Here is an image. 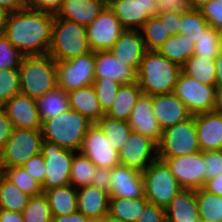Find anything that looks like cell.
Instances as JSON below:
<instances>
[{
	"mask_svg": "<svg viewBox=\"0 0 222 222\" xmlns=\"http://www.w3.org/2000/svg\"><path fill=\"white\" fill-rule=\"evenodd\" d=\"M54 15L23 9L9 14L4 36L25 56L45 55L51 44Z\"/></svg>",
	"mask_w": 222,
	"mask_h": 222,
	"instance_id": "6da1fadb",
	"label": "cell"
},
{
	"mask_svg": "<svg viewBox=\"0 0 222 222\" xmlns=\"http://www.w3.org/2000/svg\"><path fill=\"white\" fill-rule=\"evenodd\" d=\"M181 71L157 50H147L137 72V83L145 95L172 93Z\"/></svg>",
	"mask_w": 222,
	"mask_h": 222,
	"instance_id": "7a4b0ae2",
	"label": "cell"
},
{
	"mask_svg": "<svg viewBox=\"0 0 222 222\" xmlns=\"http://www.w3.org/2000/svg\"><path fill=\"white\" fill-rule=\"evenodd\" d=\"M94 123L73 109L42 122L43 140L56 143L65 149L79 151L88 129Z\"/></svg>",
	"mask_w": 222,
	"mask_h": 222,
	"instance_id": "3957f363",
	"label": "cell"
},
{
	"mask_svg": "<svg viewBox=\"0 0 222 222\" xmlns=\"http://www.w3.org/2000/svg\"><path fill=\"white\" fill-rule=\"evenodd\" d=\"M19 76L21 93L33 99L58 86L56 61L49 54L24 56Z\"/></svg>",
	"mask_w": 222,
	"mask_h": 222,
	"instance_id": "277c9868",
	"label": "cell"
},
{
	"mask_svg": "<svg viewBox=\"0 0 222 222\" xmlns=\"http://www.w3.org/2000/svg\"><path fill=\"white\" fill-rule=\"evenodd\" d=\"M89 52L86 26L54 15L48 54L55 61H68Z\"/></svg>",
	"mask_w": 222,
	"mask_h": 222,
	"instance_id": "5b68a950",
	"label": "cell"
},
{
	"mask_svg": "<svg viewBox=\"0 0 222 222\" xmlns=\"http://www.w3.org/2000/svg\"><path fill=\"white\" fill-rule=\"evenodd\" d=\"M143 180L146 199L164 208L182 190L168 165L159 158L145 169Z\"/></svg>",
	"mask_w": 222,
	"mask_h": 222,
	"instance_id": "8992f818",
	"label": "cell"
},
{
	"mask_svg": "<svg viewBox=\"0 0 222 222\" xmlns=\"http://www.w3.org/2000/svg\"><path fill=\"white\" fill-rule=\"evenodd\" d=\"M41 130L14 128L7 143L0 149V172L7 167L21 166L41 153Z\"/></svg>",
	"mask_w": 222,
	"mask_h": 222,
	"instance_id": "52a82bcc",
	"label": "cell"
},
{
	"mask_svg": "<svg viewBox=\"0 0 222 222\" xmlns=\"http://www.w3.org/2000/svg\"><path fill=\"white\" fill-rule=\"evenodd\" d=\"M157 146L158 157H179L201 151L195 117L191 116L188 120L165 129Z\"/></svg>",
	"mask_w": 222,
	"mask_h": 222,
	"instance_id": "ba28073f",
	"label": "cell"
},
{
	"mask_svg": "<svg viewBox=\"0 0 222 222\" xmlns=\"http://www.w3.org/2000/svg\"><path fill=\"white\" fill-rule=\"evenodd\" d=\"M75 152L56 143L42 141L41 153L46 164V176L42 185L43 192L70 184V171Z\"/></svg>",
	"mask_w": 222,
	"mask_h": 222,
	"instance_id": "9c48e42d",
	"label": "cell"
},
{
	"mask_svg": "<svg viewBox=\"0 0 222 222\" xmlns=\"http://www.w3.org/2000/svg\"><path fill=\"white\" fill-rule=\"evenodd\" d=\"M57 85L66 92L93 85L95 81V52L68 61H56Z\"/></svg>",
	"mask_w": 222,
	"mask_h": 222,
	"instance_id": "30bf717a",
	"label": "cell"
},
{
	"mask_svg": "<svg viewBox=\"0 0 222 222\" xmlns=\"http://www.w3.org/2000/svg\"><path fill=\"white\" fill-rule=\"evenodd\" d=\"M215 85H205L181 71L173 93L186 105L192 116L213 111Z\"/></svg>",
	"mask_w": 222,
	"mask_h": 222,
	"instance_id": "8fae6325",
	"label": "cell"
},
{
	"mask_svg": "<svg viewBox=\"0 0 222 222\" xmlns=\"http://www.w3.org/2000/svg\"><path fill=\"white\" fill-rule=\"evenodd\" d=\"M164 160L182 189L198 190L205 184L204 152L179 157H158Z\"/></svg>",
	"mask_w": 222,
	"mask_h": 222,
	"instance_id": "7c38bea8",
	"label": "cell"
},
{
	"mask_svg": "<svg viewBox=\"0 0 222 222\" xmlns=\"http://www.w3.org/2000/svg\"><path fill=\"white\" fill-rule=\"evenodd\" d=\"M118 154L121 165L143 173L158 158V146L150 137L132 131Z\"/></svg>",
	"mask_w": 222,
	"mask_h": 222,
	"instance_id": "4fadbf2b",
	"label": "cell"
},
{
	"mask_svg": "<svg viewBox=\"0 0 222 222\" xmlns=\"http://www.w3.org/2000/svg\"><path fill=\"white\" fill-rule=\"evenodd\" d=\"M124 30L114 12L107 5L99 16L86 27V35L91 51L110 50Z\"/></svg>",
	"mask_w": 222,
	"mask_h": 222,
	"instance_id": "5bb4252c",
	"label": "cell"
},
{
	"mask_svg": "<svg viewBox=\"0 0 222 222\" xmlns=\"http://www.w3.org/2000/svg\"><path fill=\"white\" fill-rule=\"evenodd\" d=\"M125 30H140L150 17L157 16V0H108Z\"/></svg>",
	"mask_w": 222,
	"mask_h": 222,
	"instance_id": "9a60e30c",
	"label": "cell"
},
{
	"mask_svg": "<svg viewBox=\"0 0 222 222\" xmlns=\"http://www.w3.org/2000/svg\"><path fill=\"white\" fill-rule=\"evenodd\" d=\"M86 155L96 167L112 169L119 163V154L108 142L105 133L94 123L85 134L79 150Z\"/></svg>",
	"mask_w": 222,
	"mask_h": 222,
	"instance_id": "2e32d148",
	"label": "cell"
},
{
	"mask_svg": "<svg viewBox=\"0 0 222 222\" xmlns=\"http://www.w3.org/2000/svg\"><path fill=\"white\" fill-rule=\"evenodd\" d=\"M109 198L145 197L143 173L118 164L111 169Z\"/></svg>",
	"mask_w": 222,
	"mask_h": 222,
	"instance_id": "e0dca14e",
	"label": "cell"
},
{
	"mask_svg": "<svg viewBox=\"0 0 222 222\" xmlns=\"http://www.w3.org/2000/svg\"><path fill=\"white\" fill-rule=\"evenodd\" d=\"M14 128L41 130L42 122L37 109L36 99L19 93L2 106Z\"/></svg>",
	"mask_w": 222,
	"mask_h": 222,
	"instance_id": "ac0fdd59",
	"label": "cell"
},
{
	"mask_svg": "<svg viewBox=\"0 0 222 222\" xmlns=\"http://www.w3.org/2000/svg\"><path fill=\"white\" fill-rule=\"evenodd\" d=\"M127 122L132 131L150 137L157 144L161 141L163 130L153 112L152 96H140Z\"/></svg>",
	"mask_w": 222,
	"mask_h": 222,
	"instance_id": "d6986e66",
	"label": "cell"
},
{
	"mask_svg": "<svg viewBox=\"0 0 222 222\" xmlns=\"http://www.w3.org/2000/svg\"><path fill=\"white\" fill-rule=\"evenodd\" d=\"M152 104L155 117L163 131L192 116L186 105L173 92L152 96Z\"/></svg>",
	"mask_w": 222,
	"mask_h": 222,
	"instance_id": "ffe728a7",
	"label": "cell"
},
{
	"mask_svg": "<svg viewBox=\"0 0 222 222\" xmlns=\"http://www.w3.org/2000/svg\"><path fill=\"white\" fill-rule=\"evenodd\" d=\"M110 51L119 61L138 72L147 48L140 30H124Z\"/></svg>",
	"mask_w": 222,
	"mask_h": 222,
	"instance_id": "44dd1931",
	"label": "cell"
},
{
	"mask_svg": "<svg viewBox=\"0 0 222 222\" xmlns=\"http://www.w3.org/2000/svg\"><path fill=\"white\" fill-rule=\"evenodd\" d=\"M111 79L122 84L137 82V72L119 61L110 50L95 52V79Z\"/></svg>",
	"mask_w": 222,
	"mask_h": 222,
	"instance_id": "7402d4cb",
	"label": "cell"
},
{
	"mask_svg": "<svg viewBox=\"0 0 222 222\" xmlns=\"http://www.w3.org/2000/svg\"><path fill=\"white\" fill-rule=\"evenodd\" d=\"M194 117L200 150H222V114L210 111Z\"/></svg>",
	"mask_w": 222,
	"mask_h": 222,
	"instance_id": "603a6c76",
	"label": "cell"
},
{
	"mask_svg": "<svg viewBox=\"0 0 222 222\" xmlns=\"http://www.w3.org/2000/svg\"><path fill=\"white\" fill-rule=\"evenodd\" d=\"M106 6V0H64L56 15L87 27Z\"/></svg>",
	"mask_w": 222,
	"mask_h": 222,
	"instance_id": "cb8c5ba5",
	"label": "cell"
},
{
	"mask_svg": "<svg viewBox=\"0 0 222 222\" xmlns=\"http://www.w3.org/2000/svg\"><path fill=\"white\" fill-rule=\"evenodd\" d=\"M166 222H201L196 190L182 189L165 207Z\"/></svg>",
	"mask_w": 222,
	"mask_h": 222,
	"instance_id": "d4e9b609",
	"label": "cell"
},
{
	"mask_svg": "<svg viewBox=\"0 0 222 222\" xmlns=\"http://www.w3.org/2000/svg\"><path fill=\"white\" fill-rule=\"evenodd\" d=\"M108 192L88 185L77 189V207L90 220H103L108 214Z\"/></svg>",
	"mask_w": 222,
	"mask_h": 222,
	"instance_id": "484cf974",
	"label": "cell"
},
{
	"mask_svg": "<svg viewBox=\"0 0 222 222\" xmlns=\"http://www.w3.org/2000/svg\"><path fill=\"white\" fill-rule=\"evenodd\" d=\"M67 93L70 109L87 117L93 123H96L104 115L100 108L97 93L93 85L81 87Z\"/></svg>",
	"mask_w": 222,
	"mask_h": 222,
	"instance_id": "4316f807",
	"label": "cell"
},
{
	"mask_svg": "<svg viewBox=\"0 0 222 222\" xmlns=\"http://www.w3.org/2000/svg\"><path fill=\"white\" fill-rule=\"evenodd\" d=\"M143 94L137 82L122 84L115 96V100L105 115L122 121H128L133 107Z\"/></svg>",
	"mask_w": 222,
	"mask_h": 222,
	"instance_id": "83f0119b",
	"label": "cell"
},
{
	"mask_svg": "<svg viewBox=\"0 0 222 222\" xmlns=\"http://www.w3.org/2000/svg\"><path fill=\"white\" fill-rule=\"evenodd\" d=\"M52 216H64L74 213L77 207V189L72 185L45 190Z\"/></svg>",
	"mask_w": 222,
	"mask_h": 222,
	"instance_id": "f1b7e54d",
	"label": "cell"
},
{
	"mask_svg": "<svg viewBox=\"0 0 222 222\" xmlns=\"http://www.w3.org/2000/svg\"><path fill=\"white\" fill-rule=\"evenodd\" d=\"M157 51L182 68L194 55L195 42L182 34L171 35Z\"/></svg>",
	"mask_w": 222,
	"mask_h": 222,
	"instance_id": "f546056e",
	"label": "cell"
},
{
	"mask_svg": "<svg viewBox=\"0 0 222 222\" xmlns=\"http://www.w3.org/2000/svg\"><path fill=\"white\" fill-rule=\"evenodd\" d=\"M41 122L49 120L70 109L68 93L58 86L36 99Z\"/></svg>",
	"mask_w": 222,
	"mask_h": 222,
	"instance_id": "4dcf8cb0",
	"label": "cell"
},
{
	"mask_svg": "<svg viewBox=\"0 0 222 222\" xmlns=\"http://www.w3.org/2000/svg\"><path fill=\"white\" fill-rule=\"evenodd\" d=\"M149 201L146 197L140 198H109L108 215L125 222H135Z\"/></svg>",
	"mask_w": 222,
	"mask_h": 222,
	"instance_id": "1f68e13d",
	"label": "cell"
},
{
	"mask_svg": "<svg viewBox=\"0 0 222 222\" xmlns=\"http://www.w3.org/2000/svg\"><path fill=\"white\" fill-rule=\"evenodd\" d=\"M182 71L202 84L215 85V59L192 55L187 59Z\"/></svg>",
	"mask_w": 222,
	"mask_h": 222,
	"instance_id": "d6a6232c",
	"label": "cell"
},
{
	"mask_svg": "<svg viewBox=\"0 0 222 222\" xmlns=\"http://www.w3.org/2000/svg\"><path fill=\"white\" fill-rule=\"evenodd\" d=\"M95 124L105 133L109 144L117 151L122 148L132 132L127 121L117 120L105 114Z\"/></svg>",
	"mask_w": 222,
	"mask_h": 222,
	"instance_id": "836d02e7",
	"label": "cell"
},
{
	"mask_svg": "<svg viewBox=\"0 0 222 222\" xmlns=\"http://www.w3.org/2000/svg\"><path fill=\"white\" fill-rule=\"evenodd\" d=\"M29 198L0 172V209L23 213Z\"/></svg>",
	"mask_w": 222,
	"mask_h": 222,
	"instance_id": "e575fe53",
	"label": "cell"
},
{
	"mask_svg": "<svg viewBox=\"0 0 222 222\" xmlns=\"http://www.w3.org/2000/svg\"><path fill=\"white\" fill-rule=\"evenodd\" d=\"M96 165L83 153L76 151L72 159L70 185L79 189L91 185Z\"/></svg>",
	"mask_w": 222,
	"mask_h": 222,
	"instance_id": "d590c367",
	"label": "cell"
},
{
	"mask_svg": "<svg viewBox=\"0 0 222 222\" xmlns=\"http://www.w3.org/2000/svg\"><path fill=\"white\" fill-rule=\"evenodd\" d=\"M199 218L202 222H222V197L206 191L196 190Z\"/></svg>",
	"mask_w": 222,
	"mask_h": 222,
	"instance_id": "8d00e7d4",
	"label": "cell"
},
{
	"mask_svg": "<svg viewBox=\"0 0 222 222\" xmlns=\"http://www.w3.org/2000/svg\"><path fill=\"white\" fill-rule=\"evenodd\" d=\"M209 27L208 21L200 10L187 8L180 11V25L178 34L185 35L189 40L197 41Z\"/></svg>",
	"mask_w": 222,
	"mask_h": 222,
	"instance_id": "74e56055",
	"label": "cell"
},
{
	"mask_svg": "<svg viewBox=\"0 0 222 222\" xmlns=\"http://www.w3.org/2000/svg\"><path fill=\"white\" fill-rule=\"evenodd\" d=\"M140 32L147 50H158L171 36L165 21H161L157 16L150 17L141 27Z\"/></svg>",
	"mask_w": 222,
	"mask_h": 222,
	"instance_id": "f35d334b",
	"label": "cell"
},
{
	"mask_svg": "<svg viewBox=\"0 0 222 222\" xmlns=\"http://www.w3.org/2000/svg\"><path fill=\"white\" fill-rule=\"evenodd\" d=\"M1 173L30 197L43 194L42 185L34 180L21 166L7 167Z\"/></svg>",
	"mask_w": 222,
	"mask_h": 222,
	"instance_id": "ab89813d",
	"label": "cell"
},
{
	"mask_svg": "<svg viewBox=\"0 0 222 222\" xmlns=\"http://www.w3.org/2000/svg\"><path fill=\"white\" fill-rule=\"evenodd\" d=\"M222 50V32L209 26L197 41L194 55L215 59Z\"/></svg>",
	"mask_w": 222,
	"mask_h": 222,
	"instance_id": "60d3db41",
	"label": "cell"
},
{
	"mask_svg": "<svg viewBox=\"0 0 222 222\" xmlns=\"http://www.w3.org/2000/svg\"><path fill=\"white\" fill-rule=\"evenodd\" d=\"M22 215L24 222H51L52 214L46 196L30 197Z\"/></svg>",
	"mask_w": 222,
	"mask_h": 222,
	"instance_id": "b9f144b4",
	"label": "cell"
},
{
	"mask_svg": "<svg viewBox=\"0 0 222 222\" xmlns=\"http://www.w3.org/2000/svg\"><path fill=\"white\" fill-rule=\"evenodd\" d=\"M21 93L19 69H0V107Z\"/></svg>",
	"mask_w": 222,
	"mask_h": 222,
	"instance_id": "7bdbcfd3",
	"label": "cell"
},
{
	"mask_svg": "<svg viewBox=\"0 0 222 222\" xmlns=\"http://www.w3.org/2000/svg\"><path fill=\"white\" fill-rule=\"evenodd\" d=\"M93 86L97 93L99 105L105 114L113 104L115 96L121 84L111 79H95Z\"/></svg>",
	"mask_w": 222,
	"mask_h": 222,
	"instance_id": "ee69618b",
	"label": "cell"
},
{
	"mask_svg": "<svg viewBox=\"0 0 222 222\" xmlns=\"http://www.w3.org/2000/svg\"><path fill=\"white\" fill-rule=\"evenodd\" d=\"M24 56L3 33L0 34V69H19Z\"/></svg>",
	"mask_w": 222,
	"mask_h": 222,
	"instance_id": "f6af8a7d",
	"label": "cell"
},
{
	"mask_svg": "<svg viewBox=\"0 0 222 222\" xmlns=\"http://www.w3.org/2000/svg\"><path fill=\"white\" fill-rule=\"evenodd\" d=\"M199 10L209 26L222 32V0H211Z\"/></svg>",
	"mask_w": 222,
	"mask_h": 222,
	"instance_id": "bcb514c9",
	"label": "cell"
},
{
	"mask_svg": "<svg viewBox=\"0 0 222 222\" xmlns=\"http://www.w3.org/2000/svg\"><path fill=\"white\" fill-rule=\"evenodd\" d=\"M21 167L40 185L44 184L46 176V164L42 153L31 157Z\"/></svg>",
	"mask_w": 222,
	"mask_h": 222,
	"instance_id": "7dc6e473",
	"label": "cell"
},
{
	"mask_svg": "<svg viewBox=\"0 0 222 222\" xmlns=\"http://www.w3.org/2000/svg\"><path fill=\"white\" fill-rule=\"evenodd\" d=\"M205 182L222 174V150L204 152Z\"/></svg>",
	"mask_w": 222,
	"mask_h": 222,
	"instance_id": "c3c4849f",
	"label": "cell"
},
{
	"mask_svg": "<svg viewBox=\"0 0 222 222\" xmlns=\"http://www.w3.org/2000/svg\"><path fill=\"white\" fill-rule=\"evenodd\" d=\"M64 0H25L26 8L56 15L62 8Z\"/></svg>",
	"mask_w": 222,
	"mask_h": 222,
	"instance_id": "681fc988",
	"label": "cell"
},
{
	"mask_svg": "<svg viewBox=\"0 0 222 222\" xmlns=\"http://www.w3.org/2000/svg\"><path fill=\"white\" fill-rule=\"evenodd\" d=\"M135 222H166L165 208L148 202Z\"/></svg>",
	"mask_w": 222,
	"mask_h": 222,
	"instance_id": "f907efd6",
	"label": "cell"
},
{
	"mask_svg": "<svg viewBox=\"0 0 222 222\" xmlns=\"http://www.w3.org/2000/svg\"><path fill=\"white\" fill-rule=\"evenodd\" d=\"M111 181V169L96 167L95 175L92 179L91 185L102 189L109 193Z\"/></svg>",
	"mask_w": 222,
	"mask_h": 222,
	"instance_id": "816d5d0a",
	"label": "cell"
},
{
	"mask_svg": "<svg viewBox=\"0 0 222 222\" xmlns=\"http://www.w3.org/2000/svg\"><path fill=\"white\" fill-rule=\"evenodd\" d=\"M13 124L3 107H0V149L7 143L13 132Z\"/></svg>",
	"mask_w": 222,
	"mask_h": 222,
	"instance_id": "f5cc1de1",
	"label": "cell"
},
{
	"mask_svg": "<svg viewBox=\"0 0 222 222\" xmlns=\"http://www.w3.org/2000/svg\"><path fill=\"white\" fill-rule=\"evenodd\" d=\"M187 8L186 0H157V15L166 12L184 11Z\"/></svg>",
	"mask_w": 222,
	"mask_h": 222,
	"instance_id": "db71d44e",
	"label": "cell"
},
{
	"mask_svg": "<svg viewBox=\"0 0 222 222\" xmlns=\"http://www.w3.org/2000/svg\"><path fill=\"white\" fill-rule=\"evenodd\" d=\"M161 21H165V26L170 35H177L180 25V11L166 12L157 15Z\"/></svg>",
	"mask_w": 222,
	"mask_h": 222,
	"instance_id": "11a10c76",
	"label": "cell"
},
{
	"mask_svg": "<svg viewBox=\"0 0 222 222\" xmlns=\"http://www.w3.org/2000/svg\"><path fill=\"white\" fill-rule=\"evenodd\" d=\"M91 220L86 217L82 212L76 211L74 213L64 216H52L51 222H90Z\"/></svg>",
	"mask_w": 222,
	"mask_h": 222,
	"instance_id": "9f6ffc18",
	"label": "cell"
},
{
	"mask_svg": "<svg viewBox=\"0 0 222 222\" xmlns=\"http://www.w3.org/2000/svg\"><path fill=\"white\" fill-rule=\"evenodd\" d=\"M203 188L210 193L222 197V174L216 176L215 178L207 180Z\"/></svg>",
	"mask_w": 222,
	"mask_h": 222,
	"instance_id": "6f0895ef",
	"label": "cell"
},
{
	"mask_svg": "<svg viewBox=\"0 0 222 222\" xmlns=\"http://www.w3.org/2000/svg\"><path fill=\"white\" fill-rule=\"evenodd\" d=\"M0 222H24L20 212L0 209Z\"/></svg>",
	"mask_w": 222,
	"mask_h": 222,
	"instance_id": "680465c9",
	"label": "cell"
},
{
	"mask_svg": "<svg viewBox=\"0 0 222 222\" xmlns=\"http://www.w3.org/2000/svg\"><path fill=\"white\" fill-rule=\"evenodd\" d=\"M0 6L6 8L9 12H18L26 9L25 0H0Z\"/></svg>",
	"mask_w": 222,
	"mask_h": 222,
	"instance_id": "91938a15",
	"label": "cell"
},
{
	"mask_svg": "<svg viewBox=\"0 0 222 222\" xmlns=\"http://www.w3.org/2000/svg\"><path fill=\"white\" fill-rule=\"evenodd\" d=\"M215 66H216L215 86L218 89H222V50L218 53L217 57L215 58Z\"/></svg>",
	"mask_w": 222,
	"mask_h": 222,
	"instance_id": "94428289",
	"label": "cell"
},
{
	"mask_svg": "<svg viewBox=\"0 0 222 222\" xmlns=\"http://www.w3.org/2000/svg\"><path fill=\"white\" fill-rule=\"evenodd\" d=\"M213 111L222 114V89L216 88Z\"/></svg>",
	"mask_w": 222,
	"mask_h": 222,
	"instance_id": "6125c7cd",
	"label": "cell"
},
{
	"mask_svg": "<svg viewBox=\"0 0 222 222\" xmlns=\"http://www.w3.org/2000/svg\"><path fill=\"white\" fill-rule=\"evenodd\" d=\"M11 12H9L6 8H4L3 6H0V34L3 33L9 14Z\"/></svg>",
	"mask_w": 222,
	"mask_h": 222,
	"instance_id": "be15d7a7",
	"label": "cell"
},
{
	"mask_svg": "<svg viewBox=\"0 0 222 222\" xmlns=\"http://www.w3.org/2000/svg\"><path fill=\"white\" fill-rule=\"evenodd\" d=\"M211 0H186L187 6L190 9H201L204 5L209 3Z\"/></svg>",
	"mask_w": 222,
	"mask_h": 222,
	"instance_id": "e7e4bbea",
	"label": "cell"
},
{
	"mask_svg": "<svg viewBox=\"0 0 222 222\" xmlns=\"http://www.w3.org/2000/svg\"><path fill=\"white\" fill-rule=\"evenodd\" d=\"M103 222H125L123 220H120V219H117V218H114L110 215H106L104 218H103Z\"/></svg>",
	"mask_w": 222,
	"mask_h": 222,
	"instance_id": "03108f58",
	"label": "cell"
},
{
	"mask_svg": "<svg viewBox=\"0 0 222 222\" xmlns=\"http://www.w3.org/2000/svg\"><path fill=\"white\" fill-rule=\"evenodd\" d=\"M90 222H103V220H91Z\"/></svg>",
	"mask_w": 222,
	"mask_h": 222,
	"instance_id": "003e7915",
	"label": "cell"
}]
</instances>
